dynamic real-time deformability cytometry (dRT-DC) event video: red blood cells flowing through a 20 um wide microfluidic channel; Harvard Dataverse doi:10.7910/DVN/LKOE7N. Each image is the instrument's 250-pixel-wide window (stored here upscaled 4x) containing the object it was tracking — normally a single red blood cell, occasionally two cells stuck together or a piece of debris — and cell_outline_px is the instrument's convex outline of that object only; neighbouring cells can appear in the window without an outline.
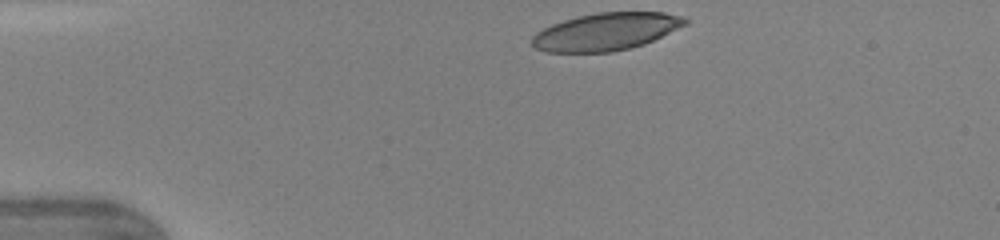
{"species": "human", "species_latin": "Homo sapiens", "temperature_condition": "warm", "stored_images_in_passage": 38, "camera_frame_rate_fps": 3000, "um_per_image_px": 0.085, "donor": {"sex": "female"}, "frame": {"image": 1, "passage_image": 1, "time_ms": 0.0, "image_size_px": [1000, 240], "cell_outline_px": [[688, 24], [644, 44], [612, 52], [544, 52], [536, 48], [532, 44], [532, 36], [536, 32], [552, 24], [564, 20], [596, 12], [664, 12], [680, 16], [688, 20]], "centroid_in_image_um": [51.51, 2.69], "position_along_channel_um": 33.5, "area_um2": 33.29}}
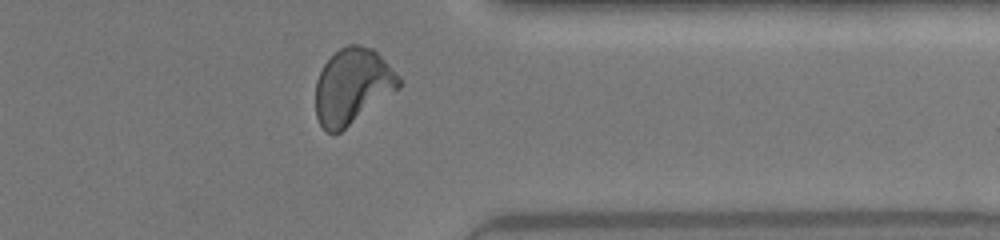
{"frame": {"image": 2, "passage_image": 29, "time_ms": 9.333, "image_size_px": [1000, 240], "cell_outline_px": [[400, 88], [340, 132], [328, 132], [320, 124], [316, 116], [316, 80], [324, 64], [340, 48], [348, 44], [360, 44], [372, 48], [400, 76]], "centroid_in_image_um": [29.96, 7.32], "position_along_channel_um": 381.4, "area_um2": 36.36}}
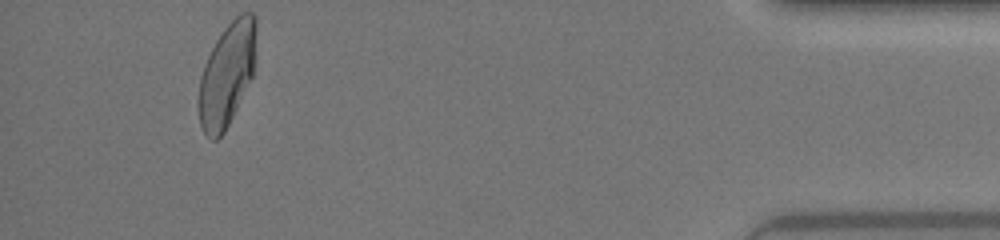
{"frame": {"image": 3, "passage_image": 35, "time_ms": 11.333, "image_size_px": [1000, 240], "cell_outline_px": [[256, 28], [252, 76], [224, 132], [216, 140], [212, 140], [200, 128], [200, 76], [204, 64], [216, 40], [224, 28], [240, 12], [252, 12], [256, 16]], "centroid_in_image_um": [19.29, 6.29], "position_along_channel_um": 415.9, "area_um2": 33.81}, "authors_computed_cell_mechanics": {"area_um2": 35.6048, "velocity_mm_per_s": 4.3656, "shape_relaxation_time_tau1_ms": 4.9579, "shape_relaxation_time_tau2_ms": 1.3317, "deformation_change_tau1": 0.1911, "deformation_change_tau2": 0.0849}}